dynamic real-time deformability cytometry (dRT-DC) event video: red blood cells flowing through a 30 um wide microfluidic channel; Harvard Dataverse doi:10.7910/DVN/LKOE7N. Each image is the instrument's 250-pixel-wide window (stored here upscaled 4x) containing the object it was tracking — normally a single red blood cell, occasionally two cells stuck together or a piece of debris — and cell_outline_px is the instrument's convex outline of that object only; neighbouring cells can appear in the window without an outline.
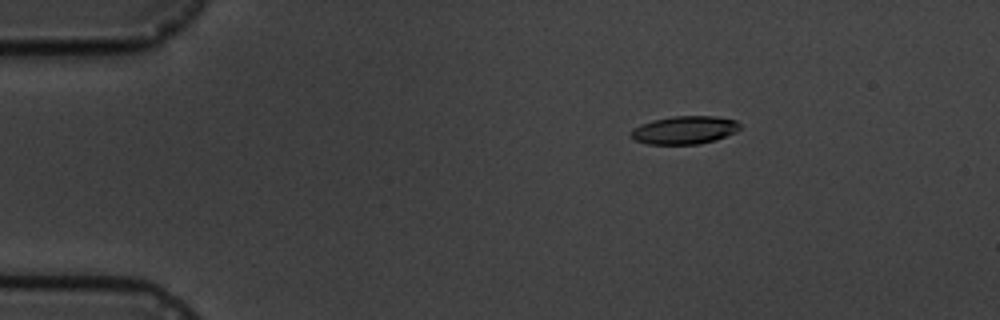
{"species": "common noctule bat (a hibernating species)", "species_latin": "Nyctalus noctula", "temperature_condition": "cold", "stored_images_in_passage": 5, "camera_frame_rate_fps": 3000, "um_per_image_px": 0.085, "animal": {"sex": "male", "body_mass_g": 19.5, "forearm_length_mm": 54.6}, "frame": {"image": 1, "passage_image": 3, "time_ms": 2.333, "image_size_px": [1000, 320], "cell_outline_px": [[740, 128], [736, 132], [716, 140], [700, 144], [648, 144], [636, 140], [632, 136], [632, 128], [640, 124], [652, 120], [672, 116], [716, 116], [736, 120], [740, 124]], "centroid_in_image_um": [58.21, 11.05], "position_along_channel_um": 26.8, "area_um2": 17.86}}